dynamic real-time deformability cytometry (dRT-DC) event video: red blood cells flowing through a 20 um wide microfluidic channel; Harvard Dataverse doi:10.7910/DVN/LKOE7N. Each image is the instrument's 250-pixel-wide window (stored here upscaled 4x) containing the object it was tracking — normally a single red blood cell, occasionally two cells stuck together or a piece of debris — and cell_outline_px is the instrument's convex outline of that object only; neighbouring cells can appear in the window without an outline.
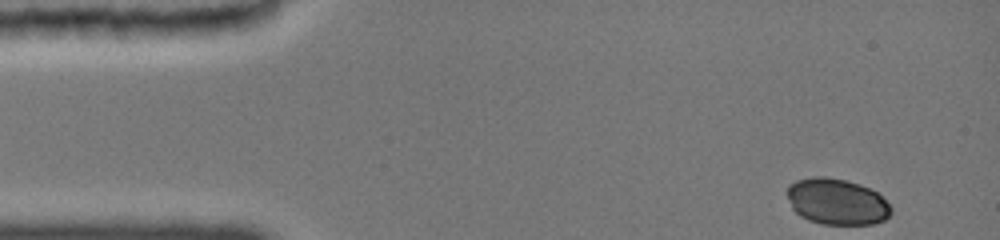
{"species": "common noctule bat (a hibernating species)", "species_latin": "Nyctalus noctula", "temperature_condition": "cold", "stored_images_in_passage": 22, "camera_frame_rate_fps": 3000, "um_per_image_px": 0.085, "animal": {"sex": "female", "body_mass_g": 19.0, "forearm_length_mm": 51.5}, "frame": {"image": 1, "passage_image": 1, "time_ms": 0.0, "image_size_px": [1000, 240], "cell_outline_px": [[892, 212], [884, 220], [872, 224], [820, 224], [808, 220], [800, 216], [792, 208], [788, 196], [788, 184], [796, 180], [812, 176], [824, 176], [844, 180], [860, 184], [876, 192], [892, 208]], "centroid_in_image_um": [71.11, 17.14], "position_along_channel_um": 13.9, "area_um2": 27.86}}